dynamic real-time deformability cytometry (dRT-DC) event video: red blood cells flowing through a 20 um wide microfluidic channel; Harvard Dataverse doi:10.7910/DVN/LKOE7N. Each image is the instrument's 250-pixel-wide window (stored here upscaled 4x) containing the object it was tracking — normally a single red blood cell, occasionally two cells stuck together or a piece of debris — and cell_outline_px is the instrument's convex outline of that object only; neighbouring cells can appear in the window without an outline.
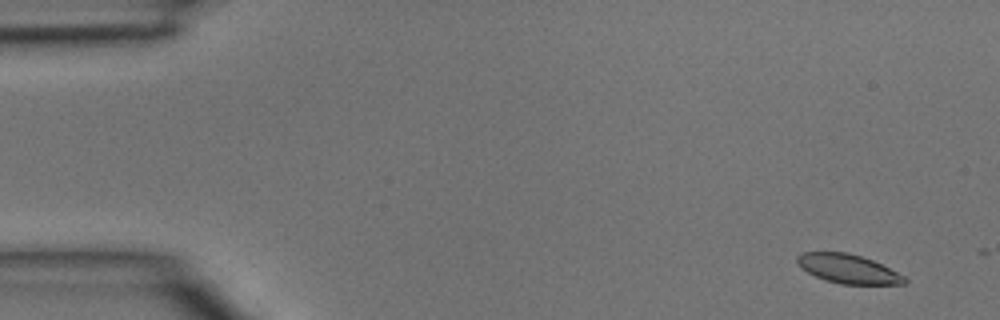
{"species": "common noctule bat (a hibernating species)", "species_latin": "Nyctalus noctula", "temperature_condition": "room temperature", "stored_images_in_passage": 2, "camera_frame_rate_fps": 3000, "um_per_image_px": 0.085, "animal": {"sex": "male", "body_mass_g": 15.6}, "frame": {"image": 1, "passage_image": 1, "time_ms": 0.0, "image_size_px": [1000, 320], "cell_outline_px": [[908, 280], [904, 284], [840, 284], [824, 280], [800, 268], [796, 260], [796, 256], [804, 252], [848, 252], [872, 260], [904, 276]], "centroid_in_image_um": [72.05, 22.85], "position_along_channel_um": 13.0, "area_um2": 18.03}}